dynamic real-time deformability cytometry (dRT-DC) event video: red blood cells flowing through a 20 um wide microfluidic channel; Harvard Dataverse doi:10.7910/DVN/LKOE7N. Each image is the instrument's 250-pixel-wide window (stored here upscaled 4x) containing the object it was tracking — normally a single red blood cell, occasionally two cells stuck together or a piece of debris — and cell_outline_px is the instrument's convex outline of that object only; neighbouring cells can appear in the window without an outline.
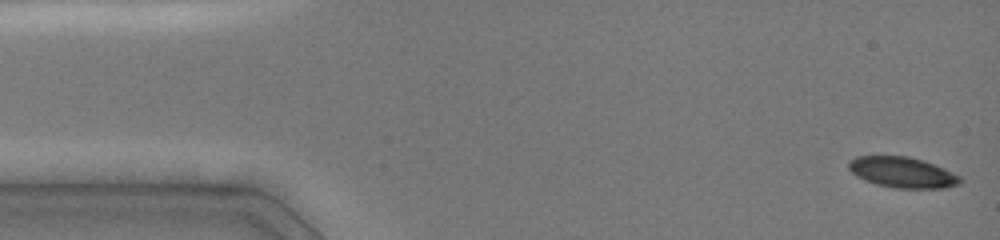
{"species": "common noctule bat (a hibernating species)", "species_latin": "Nyctalus noctula", "temperature_condition": "cold", "stored_images_in_passage": 18, "camera_frame_rate_fps": 3000, "um_per_image_px": 0.085, "animal": {"sex": "female", "body_mass_g": 19.0, "forearm_length_mm": 51.5}, "frame": {"image": 1, "passage_image": 1, "time_ms": 0.0, "image_size_px": [1000, 240], "cell_outline_px": [[964, 180], [960, 184], [944, 188], [896, 188], [876, 184], [864, 180], [856, 176], [848, 168], [848, 160], [856, 156], [908, 156], [924, 160], [944, 168], [960, 176]], "centroid_in_image_um": [76.71, 14.65], "position_along_channel_um": 8.3, "area_um2": 20.11}}
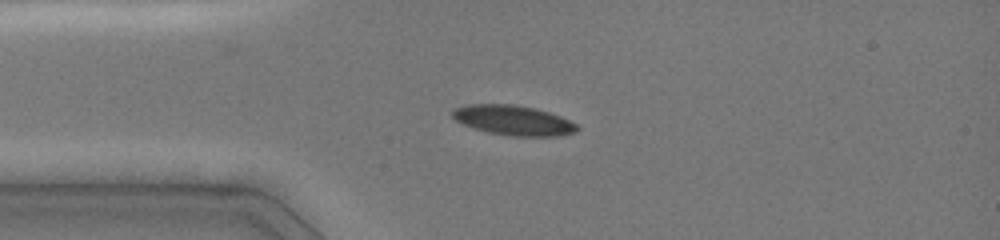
{"frame": {"image": 2, "passage_image": 11, "time_ms": 3.333, "image_size_px": [1000, 240], "cell_outline_px": [[580, 128], [576, 132], [560, 136], [512, 136], [488, 132], [464, 124], [456, 120], [452, 116], [452, 108], [468, 104], [512, 104], [532, 108], [548, 112], [560, 116], [576, 124]], "centroid_in_image_um": [43.64, 10.22], "position_along_channel_um": 41.4, "area_um2": 21.56}}